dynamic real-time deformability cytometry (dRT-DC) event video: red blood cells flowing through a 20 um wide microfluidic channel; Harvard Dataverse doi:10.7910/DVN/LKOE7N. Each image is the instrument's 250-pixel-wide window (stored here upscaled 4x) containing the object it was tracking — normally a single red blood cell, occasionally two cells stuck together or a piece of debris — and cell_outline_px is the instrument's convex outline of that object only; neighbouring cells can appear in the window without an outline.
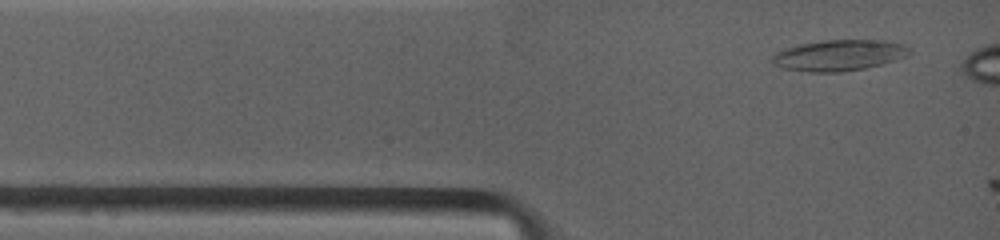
{"species": "common noctule bat (a hibernating species)", "species_latin": "Nyctalus noctula", "temperature_condition": "warm", "stored_images_in_passage": 2, "camera_frame_rate_fps": 4500, "um_per_image_px": 0.085, "animal": {"sex": "female", "body_mass_g": 19.0, "forearm_length_mm": 53.3}, "frame": {"image": 1, "passage_image": 1, "time_ms": 0.0, "image_size_px": [1000, 240], "cell_outline_px": [[912, 52], [904, 56], [880, 64], [864, 68], [840, 72], [812, 72], [784, 68], [776, 64], [772, 60], [772, 56], [776, 52], [800, 44], [828, 40], [868, 40], [900, 44], [908, 48]], "centroid_in_image_um": [71.26, 4.71], "position_along_channel_um": 13.7, "area_um2": 23.87}}